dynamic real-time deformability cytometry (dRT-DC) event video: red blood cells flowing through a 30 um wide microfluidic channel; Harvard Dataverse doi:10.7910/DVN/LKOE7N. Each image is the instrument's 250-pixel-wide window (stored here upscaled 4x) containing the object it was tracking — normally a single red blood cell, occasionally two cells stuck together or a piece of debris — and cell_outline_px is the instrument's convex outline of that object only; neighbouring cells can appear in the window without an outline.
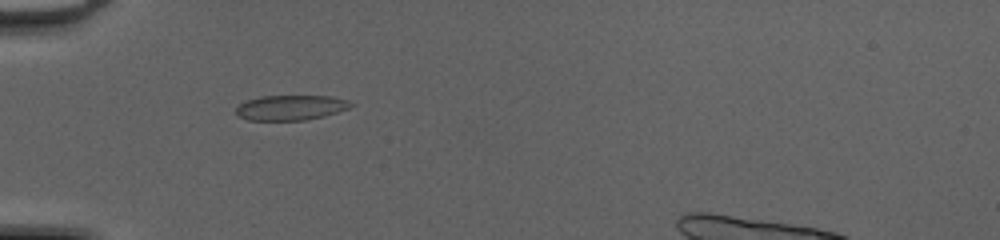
{"species": "common noctule bat (a hibernating species)", "species_latin": "Nyctalus noctula", "temperature_condition": "cold", "stored_images_in_passage": 39, "camera_frame_rate_fps": 3000, "um_per_image_px": 0.085, "animal": {"sex": "female", "body_mass_g": 20.0, "forearm_length_mm": 54.0}, "frame": {"image": 1, "passage_image": 6, "time_ms": 1.667, "image_size_px": [1000, 240], "cell_outline_px": [[356, 104], [348, 108], [324, 116], [304, 120], [248, 120], [236, 116], [236, 108], [240, 104], [248, 100], [260, 96], [332, 96], [348, 100]], "centroid_in_image_um": [24.71, 9.14], "position_along_channel_um": 60.3, "area_um2": 16.76}}
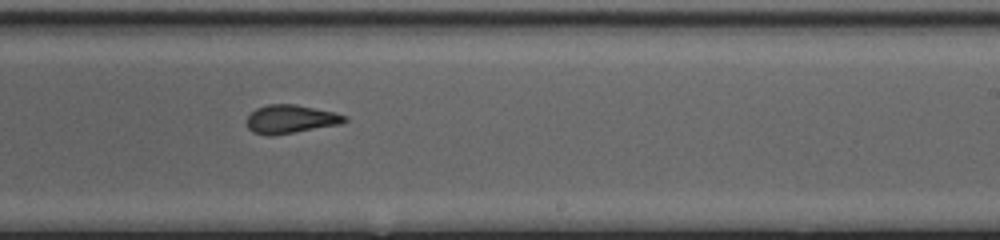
{"frame": {"image": 2, "passage_image": 21, "time_ms": 6.667, "image_size_px": [1000, 240], "cell_outline_px": [[348, 120], [340, 124], [272, 136], [268, 136], [252, 132], [248, 128], [248, 116], [256, 108], [268, 104], [296, 104], [336, 112], [348, 116]], "centroid_in_image_um": [24.73, 10.12], "position_along_channel_um": 264.3, "area_um2": 16.3}}
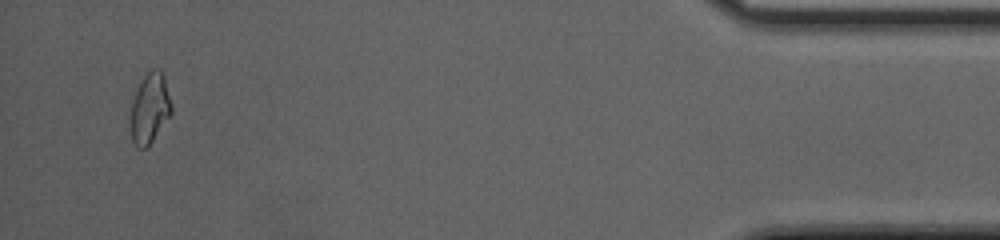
{"frame": {"image": 3, "passage_image": 37, "time_ms": 12.0, "image_size_px": [1000, 240], "cell_outline_px": [[172, 112], [152, 140], [144, 148], [140, 148], [132, 140], [132, 100], [136, 88], [144, 76], [152, 68], [156, 68], [164, 76], [172, 104]], "centroid_in_image_um": [12.75, 9.15], "position_along_channel_um": 422.5, "area_um2": 16.18}}